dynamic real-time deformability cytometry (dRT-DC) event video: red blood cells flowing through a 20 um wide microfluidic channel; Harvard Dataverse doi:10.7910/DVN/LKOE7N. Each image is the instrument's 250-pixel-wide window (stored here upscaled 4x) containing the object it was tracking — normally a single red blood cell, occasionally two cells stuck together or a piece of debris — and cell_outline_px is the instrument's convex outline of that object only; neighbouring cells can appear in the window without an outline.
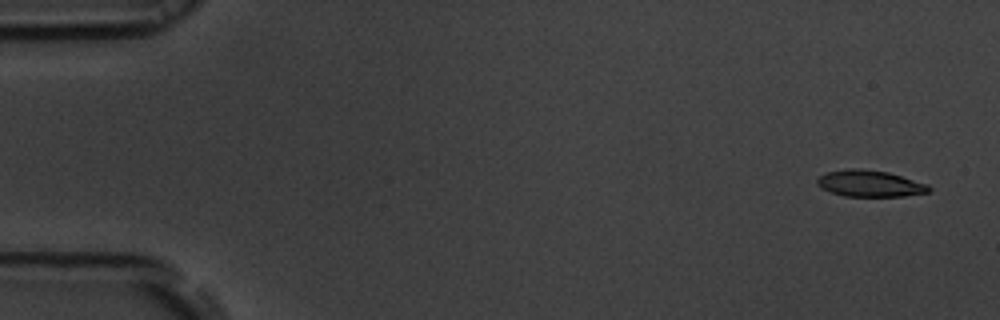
{"species": "common noctule bat (a hibernating species)", "species_latin": "Nyctalus noctula", "temperature_condition": "room temperature", "stored_images_in_passage": 53, "camera_frame_rate_fps": 3000, "um_per_image_px": 0.085, "animal": {"sex": "male", "body_mass_g": 19.5, "forearm_length_mm": 54.6}, "frame": {"image": 1, "passage_image": 1, "time_ms": 0.0, "image_size_px": [1000, 320], "cell_outline_px": [[932, 188], [928, 192], [904, 196], [844, 196], [820, 188], [816, 184], [816, 180], [820, 176], [828, 172], [848, 168], [860, 168], [888, 172], [928, 184]], "centroid_in_image_um": [73.93, 15.59], "position_along_channel_um": 11.1, "area_um2": 17.22}}
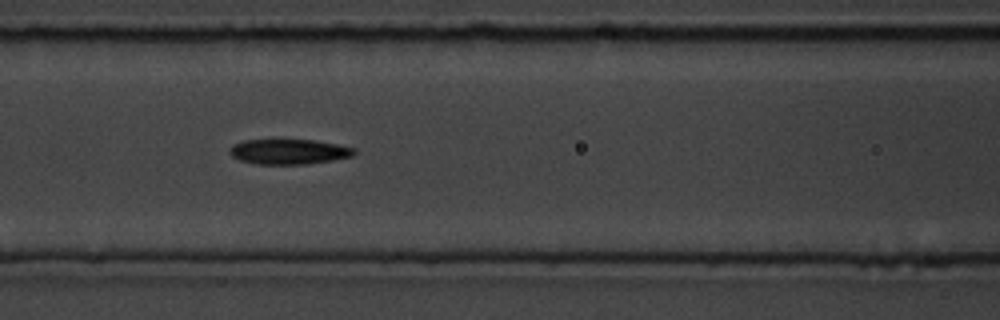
{"frame": {"image": 2, "passage_image": 22, "time_ms": 7.0, "image_size_px": [1000, 320], "cell_outline_px": [[356, 152], [352, 156], [332, 160], [308, 164], [256, 164], [240, 160], [232, 156], [228, 152], [228, 148], [232, 144], [244, 140], [312, 140], [336, 144], [356, 148]], "centroid_in_image_um": [24.52, 12.89], "position_along_channel_um": 142.1, "area_um2": 18.26}}
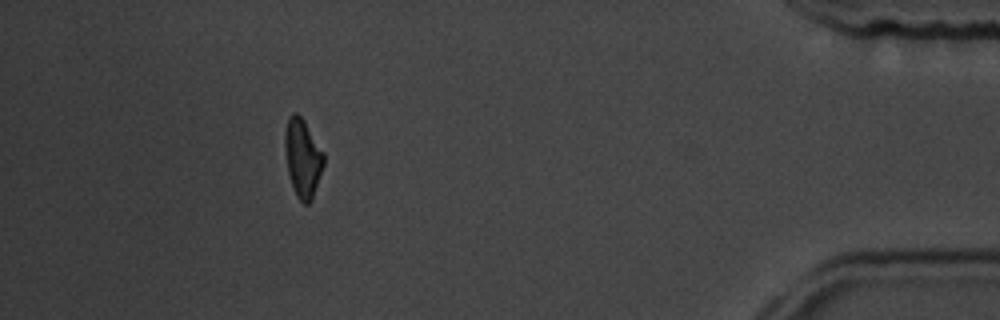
{"frame": {"image": 3, "passage_image": 48, "time_ms": 15.667, "image_size_px": [1000, 320], "cell_outline_px": [[324, 164], [312, 200], [308, 204], [304, 204], [296, 196], [288, 172], [284, 148], [284, 132], [288, 116], [292, 112], [296, 112], [304, 120], [324, 152]], "centroid_in_image_um": [25.72, 13.4], "position_along_channel_um": 409.5, "area_um2": 17.86}, "authors_computed_cell_mechanics": {"area_um2": 18.207, "velocity_mm_per_s": 3.73, "shape_relaxation_time_tau1_ms": 3.3046, "shape_relaxation_time_tau2_ms": 7.876, "deformation_change_tau1": 0.1142, "deformation_change_tau2": 0.1904}}